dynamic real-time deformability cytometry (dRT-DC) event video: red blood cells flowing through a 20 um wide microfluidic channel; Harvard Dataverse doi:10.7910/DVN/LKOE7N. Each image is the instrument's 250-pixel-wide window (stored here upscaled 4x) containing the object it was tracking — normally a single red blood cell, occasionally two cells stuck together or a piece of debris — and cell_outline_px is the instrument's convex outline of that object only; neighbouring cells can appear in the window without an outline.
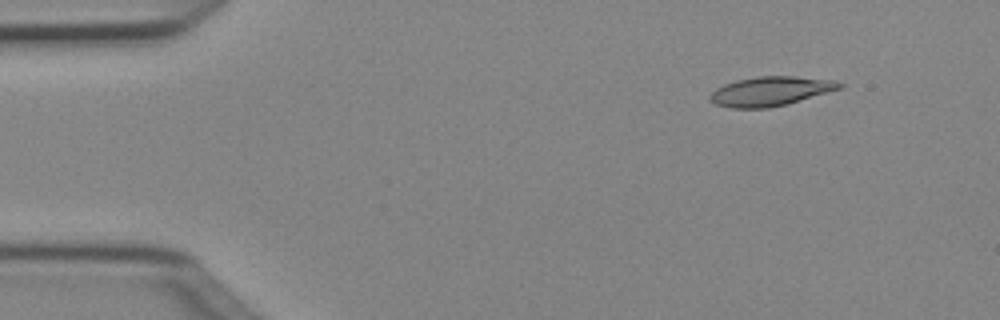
{"species": "Egyptian fruit bat (a non-hibernating species)", "species_latin": "Rousettus aegyptiacus", "temperature_condition": "cold", "stored_images_in_passage": 5, "camera_frame_rate_fps": 3000, "um_per_image_px": 0.085, "animal": {"sex": "female"}, "frame": {"image": 1, "passage_image": 2, "time_ms": 0.333, "image_size_px": [1000, 320], "cell_outline_px": [[844, 84], [840, 88], [784, 104], [768, 108], [732, 108], [716, 104], [708, 100], [708, 96], [716, 88], [724, 84], [736, 80], [756, 76], [796, 76], [836, 80]], "centroid_in_image_um": [65.43, 7.74], "position_along_channel_um": 19.6, "area_um2": 21.91}}
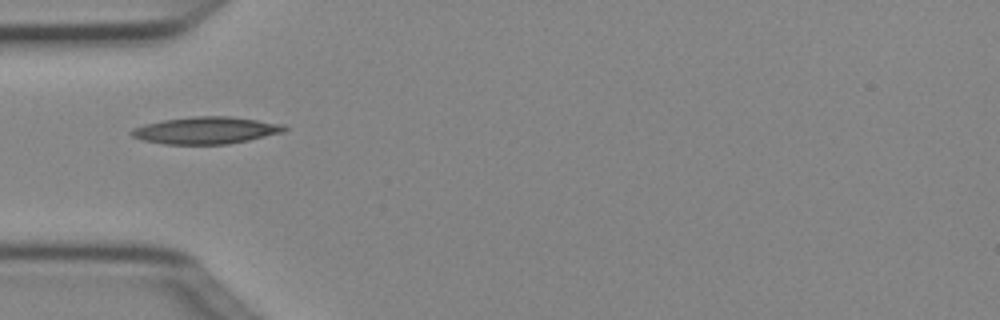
{"frame": {"image": 2, "passage_image": 5, "time_ms": 1.333, "image_size_px": [1000, 320], "cell_outline_px": [[288, 128], [284, 132], [248, 140], [228, 144], [164, 144], [144, 140], [132, 136], [128, 132], [132, 128], [144, 124], [164, 120], [192, 116], [228, 116], [284, 124]], "centroid_in_image_um": [17.49, 11.08], "position_along_channel_um": 67.5, "area_um2": 24.04}}